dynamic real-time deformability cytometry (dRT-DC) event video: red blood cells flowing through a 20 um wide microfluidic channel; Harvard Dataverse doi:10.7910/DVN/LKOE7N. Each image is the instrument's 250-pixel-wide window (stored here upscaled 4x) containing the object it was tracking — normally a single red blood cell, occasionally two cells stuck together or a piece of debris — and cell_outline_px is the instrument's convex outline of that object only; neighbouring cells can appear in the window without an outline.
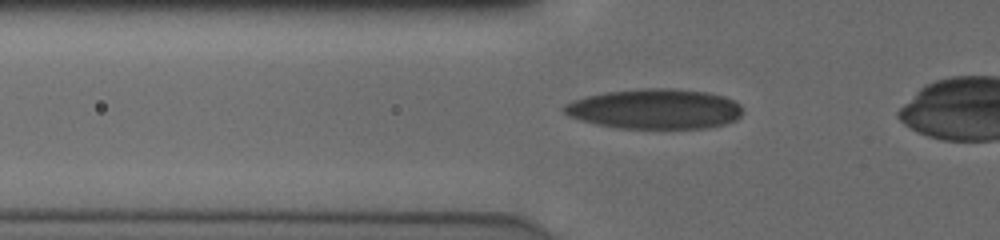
{"species": "human", "species_latin": "Homo sapiens", "temperature_condition": "cold", "stored_images_in_passage": 32, "camera_frame_rate_fps": 3000, "um_per_image_px": 0.085, "donor": {"sex": "male"}, "frame": {"image": 1, "passage_image": 3, "time_ms": 0.667, "image_size_px": [1000, 240], "cell_outline_px": [[744, 112], [736, 120], [724, 124], [704, 128], [620, 128], [596, 124], [580, 120], [564, 112], [564, 104], [588, 96], [604, 92], [644, 88], [676, 88], [704, 92], [724, 96], [740, 104]], "centroid_in_image_um": [55.71, 9.26], "position_along_channel_um": 70.1, "area_um2": 41.5}}
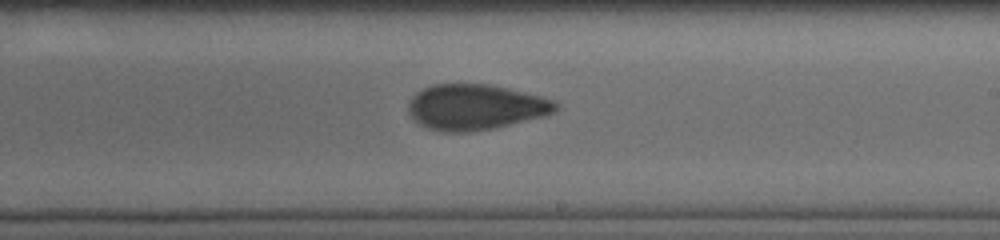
{"frame": {"image": 2, "passage_image": 17, "time_ms": 5.333, "image_size_px": [1000, 240], "cell_outline_px": [[560, 108], [544, 116], [496, 128], [472, 132], [440, 132], [428, 128], [412, 120], [408, 112], [408, 104], [412, 96], [416, 92], [432, 84], [488, 84], [540, 96], [556, 100], [560, 104]], "centroid_in_image_um": [40.4, 9.11], "position_along_channel_um": 248.6, "area_um2": 39.42}}
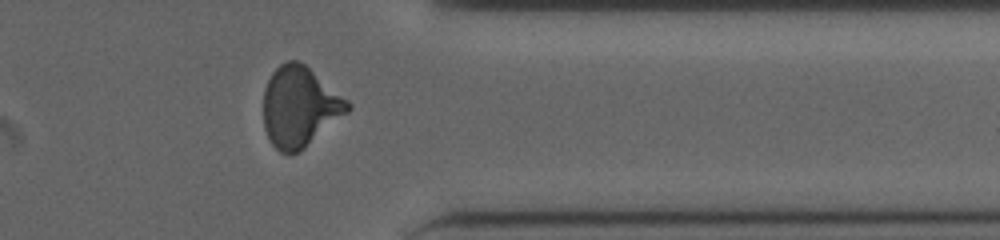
{"frame": {"image": 3, "passage_image": 28, "time_ms": 9.0, "image_size_px": [1000, 240], "cell_outline_px": [[352, 108], [348, 112], [300, 152], [292, 156], [288, 156], [280, 152], [272, 144], [264, 128], [264, 88], [272, 72], [280, 64], [288, 60], [296, 60], [304, 64], [348, 100], [352, 104]], "centroid_in_image_um": [25.47, 9.1], "position_along_channel_um": 385.9, "area_um2": 39.48}}